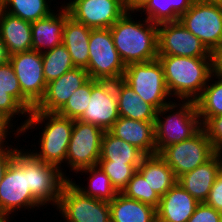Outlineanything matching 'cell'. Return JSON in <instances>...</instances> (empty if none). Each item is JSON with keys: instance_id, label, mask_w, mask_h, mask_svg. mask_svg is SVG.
Returning a JSON list of instances; mask_svg holds the SVG:
<instances>
[{"instance_id": "obj_18", "label": "cell", "mask_w": 222, "mask_h": 222, "mask_svg": "<svg viewBox=\"0 0 222 222\" xmlns=\"http://www.w3.org/2000/svg\"><path fill=\"white\" fill-rule=\"evenodd\" d=\"M108 131L145 155L156 154L155 121H140L120 116Z\"/></svg>"}, {"instance_id": "obj_20", "label": "cell", "mask_w": 222, "mask_h": 222, "mask_svg": "<svg viewBox=\"0 0 222 222\" xmlns=\"http://www.w3.org/2000/svg\"><path fill=\"white\" fill-rule=\"evenodd\" d=\"M60 7L50 15L31 23L32 50L43 53L62 44L64 25L70 15L63 3Z\"/></svg>"}, {"instance_id": "obj_47", "label": "cell", "mask_w": 222, "mask_h": 222, "mask_svg": "<svg viewBox=\"0 0 222 222\" xmlns=\"http://www.w3.org/2000/svg\"><path fill=\"white\" fill-rule=\"evenodd\" d=\"M216 153L218 154L220 161H221V165H222V146H220L217 150Z\"/></svg>"}, {"instance_id": "obj_40", "label": "cell", "mask_w": 222, "mask_h": 222, "mask_svg": "<svg viewBox=\"0 0 222 222\" xmlns=\"http://www.w3.org/2000/svg\"><path fill=\"white\" fill-rule=\"evenodd\" d=\"M205 203L222 213V169L214 181Z\"/></svg>"}, {"instance_id": "obj_5", "label": "cell", "mask_w": 222, "mask_h": 222, "mask_svg": "<svg viewBox=\"0 0 222 222\" xmlns=\"http://www.w3.org/2000/svg\"><path fill=\"white\" fill-rule=\"evenodd\" d=\"M23 148V149H22ZM29 149L19 148L14 161L27 173L28 187L33 197L44 207L58 206L62 190L69 181L59 166L38 160Z\"/></svg>"}, {"instance_id": "obj_44", "label": "cell", "mask_w": 222, "mask_h": 222, "mask_svg": "<svg viewBox=\"0 0 222 222\" xmlns=\"http://www.w3.org/2000/svg\"><path fill=\"white\" fill-rule=\"evenodd\" d=\"M148 0H126V7L128 11L135 12L147 2Z\"/></svg>"}, {"instance_id": "obj_34", "label": "cell", "mask_w": 222, "mask_h": 222, "mask_svg": "<svg viewBox=\"0 0 222 222\" xmlns=\"http://www.w3.org/2000/svg\"><path fill=\"white\" fill-rule=\"evenodd\" d=\"M141 163H114V161H99L98 166L110 178L118 193L127 187L132 176L137 172Z\"/></svg>"}, {"instance_id": "obj_36", "label": "cell", "mask_w": 222, "mask_h": 222, "mask_svg": "<svg viewBox=\"0 0 222 222\" xmlns=\"http://www.w3.org/2000/svg\"><path fill=\"white\" fill-rule=\"evenodd\" d=\"M122 194L128 198L151 205L154 208L158 207L161 198L150 188L146 179L138 171L132 176Z\"/></svg>"}, {"instance_id": "obj_15", "label": "cell", "mask_w": 222, "mask_h": 222, "mask_svg": "<svg viewBox=\"0 0 222 222\" xmlns=\"http://www.w3.org/2000/svg\"><path fill=\"white\" fill-rule=\"evenodd\" d=\"M9 62L14 68L21 92L36 106L47 88L41 53L36 50L16 53L10 56Z\"/></svg>"}, {"instance_id": "obj_16", "label": "cell", "mask_w": 222, "mask_h": 222, "mask_svg": "<svg viewBox=\"0 0 222 222\" xmlns=\"http://www.w3.org/2000/svg\"><path fill=\"white\" fill-rule=\"evenodd\" d=\"M119 117L116 81L92 79L90 103L79 120L108 131Z\"/></svg>"}, {"instance_id": "obj_17", "label": "cell", "mask_w": 222, "mask_h": 222, "mask_svg": "<svg viewBox=\"0 0 222 222\" xmlns=\"http://www.w3.org/2000/svg\"><path fill=\"white\" fill-rule=\"evenodd\" d=\"M89 79L88 72L83 68L75 67L67 71L58 79L47 83L45 95L34 109L42 112H57Z\"/></svg>"}, {"instance_id": "obj_42", "label": "cell", "mask_w": 222, "mask_h": 222, "mask_svg": "<svg viewBox=\"0 0 222 222\" xmlns=\"http://www.w3.org/2000/svg\"><path fill=\"white\" fill-rule=\"evenodd\" d=\"M11 132H12L13 136L15 137V139L17 137H18L17 139H20L19 138L20 134L16 133V130H14L6 121H4L0 117V146L6 144L5 142L10 141V139L8 140V137H9V135H11Z\"/></svg>"}, {"instance_id": "obj_29", "label": "cell", "mask_w": 222, "mask_h": 222, "mask_svg": "<svg viewBox=\"0 0 222 222\" xmlns=\"http://www.w3.org/2000/svg\"><path fill=\"white\" fill-rule=\"evenodd\" d=\"M146 155L135 146L105 131L101 141L99 161L141 163Z\"/></svg>"}, {"instance_id": "obj_38", "label": "cell", "mask_w": 222, "mask_h": 222, "mask_svg": "<svg viewBox=\"0 0 222 222\" xmlns=\"http://www.w3.org/2000/svg\"><path fill=\"white\" fill-rule=\"evenodd\" d=\"M202 128L215 150L222 146V114L208 118Z\"/></svg>"}, {"instance_id": "obj_22", "label": "cell", "mask_w": 222, "mask_h": 222, "mask_svg": "<svg viewBox=\"0 0 222 222\" xmlns=\"http://www.w3.org/2000/svg\"><path fill=\"white\" fill-rule=\"evenodd\" d=\"M0 37L9 55L32 50L31 22L12 16L0 8Z\"/></svg>"}, {"instance_id": "obj_37", "label": "cell", "mask_w": 222, "mask_h": 222, "mask_svg": "<svg viewBox=\"0 0 222 222\" xmlns=\"http://www.w3.org/2000/svg\"><path fill=\"white\" fill-rule=\"evenodd\" d=\"M28 112L11 96L7 93V90H0V117L6 121L14 130L16 128V133H20L25 127ZM21 116L25 117L18 125L15 118ZM14 120V121H13ZM15 122V123H14ZM17 123V127H15Z\"/></svg>"}, {"instance_id": "obj_39", "label": "cell", "mask_w": 222, "mask_h": 222, "mask_svg": "<svg viewBox=\"0 0 222 222\" xmlns=\"http://www.w3.org/2000/svg\"><path fill=\"white\" fill-rule=\"evenodd\" d=\"M187 222H222V213L202 202Z\"/></svg>"}, {"instance_id": "obj_1", "label": "cell", "mask_w": 222, "mask_h": 222, "mask_svg": "<svg viewBox=\"0 0 222 222\" xmlns=\"http://www.w3.org/2000/svg\"><path fill=\"white\" fill-rule=\"evenodd\" d=\"M73 124L74 120L61 116L56 112H42L33 109L28 114L26 125L19 134L23 136L26 135L27 132L29 133L28 130L33 132L34 129L36 130L37 128L38 130L43 129L39 132V136H37L39 137V145L37 144L39 150L37 151V148H35L36 145L34 146V144H32L34 148L33 150L30 149L29 152L38 160L59 166L66 176L68 173H66L64 166ZM37 125L42 128H39Z\"/></svg>"}, {"instance_id": "obj_3", "label": "cell", "mask_w": 222, "mask_h": 222, "mask_svg": "<svg viewBox=\"0 0 222 222\" xmlns=\"http://www.w3.org/2000/svg\"><path fill=\"white\" fill-rule=\"evenodd\" d=\"M172 99L195 101L213 73V58L158 56Z\"/></svg>"}, {"instance_id": "obj_26", "label": "cell", "mask_w": 222, "mask_h": 222, "mask_svg": "<svg viewBox=\"0 0 222 222\" xmlns=\"http://www.w3.org/2000/svg\"><path fill=\"white\" fill-rule=\"evenodd\" d=\"M137 171L146 179L150 188L160 197L177 182L173 170L159 154L146 155Z\"/></svg>"}, {"instance_id": "obj_43", "label": "cell", "mask_w": 222, "mask_h": 222, "mask_svg": "<svg viewBox=\"0 0 222 222\" xmlns=\"http://www.w3.org/2000/svg\"><path fill=\"white\" fill-rule=\"evenodd\" d=\"M213 73L222 77V47L218 48L213 54Z\"/></svg>"}, {"instance_id": "obj_46", "label": "cell", "mask_w": 222, "mask_h": 222, "mask_svg": "<svg viewBox=\"0 0 222 222\" xmlns=\"http://www.w3.org/2000/svg\"><path fill=\"white\" fill-rule=\"evenodd\" d=\"M200 3H211V4H220L222 5V0H194Z\"/></svg>"}, {"instance_id": "obj_32", "label": "cell", "mask_w": 222, "mask_h": 222, "mask_svg": "<svg viewBox=\"0 0 222 222\" xmlns=\"http://www.w3.org/2000/svg\"><path fill=\"white\" fill-rule=\"evenodd\" d=\"M43 60V74L46 83L61 77L67 71L75 68L67 48L60 44L49 51L41 53Z\"/></svg>"}, {"instance_id": "obj_10", "label": "cell", "mask_w": 222, "mask_h": 222, "mask_svg": "<svg viewBox=\"0 0 222 222\" xmlns=\"http://www.w3.org/2000/svg\"><path fill=\"white\" fill-rule=\"evenodd\" d=\"M178 21L212 54L222 47V5L193 1Z\"/></svg>"}, {"instance_id": "obj_11", "label": "cell", "mask_w": 222, "mask_h": 222, "mask_svg": "<svg viewBox=\"0 0 222 222\" xmlns=\"http://www.w3.org/2000/svg\"><path fill=\"white\" fill-rule=\"evenodd\" d=\"M104 132L96 125L74 120L65 160L69 173L98 165Z\"/></svg>"}, {"instance_id": "obj_33", "label": "cell", "mask_w": 222, "mask_h": 222, "mask_svg": "<svg viewBox=\"0 0 222 222\" xmlns=\"http://www.w3.org/2000/svg\"><path fill=\"white\" fill-rule=\"evenodd\" d=\"M92 91V78L77 89L67 102L56 112L57 114L79 120L88 108Z\"/></svg>"}, {"instance_id": "obj_8", "label": "cell", "mask_w": 222, "mask_h": 222, "mask_svg": "<svg viewBox=\"0 0 222 222\" xmlns=\"http://www.w3.org/2000/svg\"><path fill=\"white\" fill-rule=\"evenodd\" d=\"M216 150L203 128L195 135L163 148L158 154L173 170L176 178L208 161Z\"/></svg>"}, {"instance_id": "obj_24", "label": "cell", "mask_w": 222, "mask_h": 222, "mask_svg": "<svg viewBox=\"0 0 222 222\" xmlns=\"http://www.w3.org/2000/svg\"><path fill=\"white\" fill-rule=\"evenodd\" d=\"M116 97L119 116L140 121H155L157 109L144 102L122 79L116 80Z\"/></svg>"}, {"instance_id": "obj_19", "label": "cell", "mask_w": 222, "mask_h": 222, "mask_svg": "<svg viewBox=\"0 0 222 222\" xmlns=\"http://www.w3.org/2000/svg\"><path fill=\"white\" fill-rule=\"evenodd\" d=\"M199 202L178 182L161 196L156 208L157 222H187Z\"/></svg>"}, {"instance_id": "obj_13", "label": "cell", "mask_w": 222, "mask_h": 222, "mask_svg": "<svg viewBox=\"0 0 222 222\" xmlns=\"http://www.w3.org/2000/svg\"><path fill=\"white\" fill-rule=\"evenodd\" d=\"M68 1L63 5L69 15L91 29L110 28L128 11L126 0Z\"/></svg>"}, {"instance_id": "obj_12", "label": "cell", "mask_w": 222, "mask_h": 222, "mask_svg": "<svg viewBox=\"0 0 222 222\" xmlns=\"http://www.w3.org/2000/svg\"><path fill=\"white\" fill-rule=\"evenodd\" d=\"M55 209L70 222H111L109 202L84 195L70 180Z\"/></svg>"}, {"instance_id": "obj_27", "label": "cell", "mask_w": 222, "mask_h": 222, "mask_svg": "<svg viewBox=\"0 0 222 222\" xmlns=\"http://www.w3.org/2000/svg\"><path fill=\"white\" fill-rule=\"evenodd\" d=\"M193 1L194 0H148L137 11V14L140 12V18L145 16L146 19L156 24L177 22L179 17L191 7Z\"/></svg>"}, {"instance_id": "obj_9", "label": "cell", "mask_w": 222, "mask_h": 222, "mask_svg": "<svg viewBox=\"0 0 222 222\" xmlns=\"http://www.w3.org/2000/svg\"><path fill=\"white\" fill-rule=\"evenodd\" d=\"M41 207L43 206L33 197L28 187L27 173L12 160L0 183V215L10 222L13 221L12 216L16 217L15 214L18 215L19 211L31 212L32 209L36 211Z\"/></svg>"}, {"instance_id": "obj_7", "label": "cell", "mask_w": 222, "mask_h": 222, "mask_svg": "<svg viewBox=\"0 0 222 222\" xmlns=\"http://www.w3.org/2000/svg\"><path fill=\"white\" fill-rule=\"evenodd\" d=\"M125 68L115 48L110 28L91 29L89 62L85 69L90 78L115 82L122 79Z\"/></svg>"}, {"instance_id": "obj_23", "label": "cell", "mask_w": 222, "mask_h": 222, "mask_svg": "<svg viewBox=\"0 0 222 222\" xmlns=\"http://www.w3.org/2000/svg\"><path fill=\"white\" fill-rule=\"evenodd\" d=\"M91 28L69 16L63 29L62 44L67 48L75 67L86 69L89 62Z\"/></svg>"}, {"instance_id": "obj_31", "label": "cell", "mask_w": 222, "mask_h": 222, "mask_svg": "<svg viewBox=\"0 0 222 222\" xmlns=\"http://www.w3.org/2000/svg\"><path fill=\"white\" fill-rule=\"evenodd\" d=\"M1 9L22 20L34 22L50 15L53 0H0Z\"/></svg>"}, {"instance_id": "obj_14", "label": "cell", "mask_w": 222, "mask_h": 222, "mask_svg": "<svg viewBox=\"0 0 222 222\" xmlns=\"http://www.w3.org/2000/svg\"><path fill=\"white\" fill-rule=\"evenodd\" d=\"M158 56L213 58L202 41L179 21L158 24Z\"/></svg>"}, {"instance_id": "obj_21", "label": "cell", "mask_w": 222, "mask_h": 222, "mask_svg": "<svg viewBox=\"0 0 222 222\" xmlns=\"http://www.w3.org/2000/svg\"><path fill=\"white\" fill-rule=\"evenodd\" d=\"M222 169L221 161L215 153L208 161L194 170L182 174L177 182L199 203L205 202L210 190Z\"/></svg>"}, {"instance_id": "obj_48", "label": "cell", "mask_w": 222, "mask_h": 222, "mask_svg": "<svg viewBox=\"0 0 222 222\" xmlns=\"http://www.w3.org/2000/svg\"><path fill=\"white\" fill-rule=\"evenodd\" d=\"M0 222H7V221L0 215Z\"/></svg>"}, {"instance_id": "obj_4", "label": "cell", "mask_w": 222, "mask_h": 222, "mask_svg": "<svg viewBox=\"0 0 222 222\" xmlns=\"http://www.w3.org/2000/svg\"><path fill=\"white\" fill-rule=\"evenodd\" d=\"M201 128L202 124L195 101L174 100V102H170L157 110L155 119L156 154L171 144L192 137Z\"/></svg>"}, {"instance_id": "obj_41", "label": "cell", "mask_w": 222, "mask_h": 222, "mask_svg": "<svg viewBox=\"0 0 222 222\" xmlns=\"http://www.w3.org/2000/svg\"><path fill=\"white\" fill-rule=\"evenodd\" d=\"M16 147L7 142L0 146V183L10 162L14 159L15 152L19 149L18 145Z\"/></svg>"}, {"instance_id": "obj_28", "label": "cell", "mask_w": 222, "mask_h": 222, "mask_svg": "<svg viewBox=\"0 0 222 222\" xmlns=\"http://www.w3.org/2000/svg\"><path fill=\"white\" fill-rule=\"evenodd\" d=\"M78 173L79 176L80 174L84 175V173L85 176L88 175L87 180H83L88 181L87 184H85L86 186L82 183H79V185L78 183L76 184V181H73V178H70L69 180L84 195L106 202H111L117 196L118 192L113 187L110 178L98 165L81 169L76 174Z\"/></svg>"}, {"instance_id": "obj_35", "label": "cell", "mask_w": 222, "mask_h": 222, "mask_svg": "<svg viewBox=\"0 0 222 222\" xmlns=\"http://www.w3.org/2000/svg\"><path fill=\"white\" fill-rule=\"evenodd\" d=\"M0 90H7L28 113L35 105L21 92L18 78L10 62L0 65Z\"/></svg>"}, {"instance_id": "obj_2", "label": "cell", "mask_w": 222, "mask_h": 222, "mask_svg": "<svg viewBox=\"0 0 222 222\" xmlns=\"http://www.w3.org/2000/svg\"><path fill=\"white\" fill-rule=\"evenodd\" d=\"M132 14L127 11L110 27L115 48L125 66L158 58V24L145 17L137 20V14Z\"/></svg>"}, {"instance_id": "obj_25", "label": "cell", "mask_w": 222, "mask_h": 222, "mask_svg": "<svg viewBox=\"0 0 222 222\" xmlns=\"http://www.w3.org/2000/svg\"><path fill=\"white\" fill-rule=\"evenodd\" d=\"M111 222H157L156 208L122 193L109 202Z\"/></svg>"}, {"instance_id": "obj_30", "label": "cell", "mask_w": 222, "mask_h": 222, "mask_svg": "<svg viewBox=\"0 0 222 222\" xmlns=\"http://www.w3.org/2000/svg\"><path fill=\"white\" fill-rule=\"evenodd\" d=\"M195 104L201 124L210 117L221 115L222 77L212 73L201 95L195 100Z\"/></svg>"}, {"instance_id": "obj_45", "label": "cell", "mask_w": 222, "mask_h": 222, "mask_svg": "<svg viewBox=\"0 0 222 222\" xmlns=\"http://www.w3.org/2000/svg\"><path fill=\"white\" fill-rule=\"evenodd\" d=\"M10 60V55L8 53L7 47L0 37V65L8 63Z\"/></svg>"}, {"instance_id": "obj_6", "label": "cell", "mask_w": 222, "mask_h": 222, "mask_svg": "<svg viewBox=\"0 0 222 222\" xmlns=\"http://www.w3.org/2000/svg\"><path fill=\"white\" fill-rule=\"evenodd\" d=\"M122 80L144 102L153 105L157 110L173 101L165 84L164 70L158 58L149 62L127 65Z\"/></svg>"}]
</instances>
